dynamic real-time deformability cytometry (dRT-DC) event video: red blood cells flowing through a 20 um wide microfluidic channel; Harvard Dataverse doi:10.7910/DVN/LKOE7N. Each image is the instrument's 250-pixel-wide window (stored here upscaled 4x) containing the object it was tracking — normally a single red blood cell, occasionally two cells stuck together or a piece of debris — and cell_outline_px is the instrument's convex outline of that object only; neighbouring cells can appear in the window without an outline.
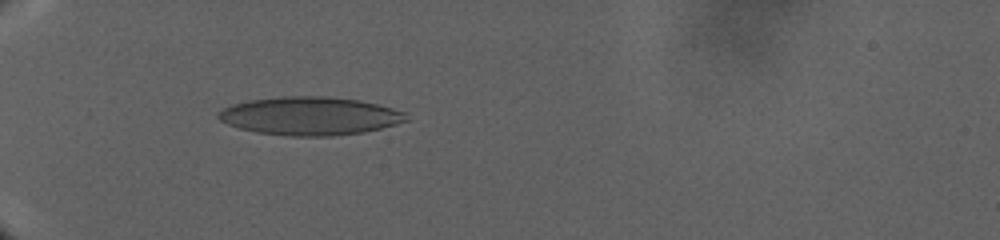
{"species": "human", "species_latin": "Homo sapiens", "temperature_condition": "warm", "stored_images_in_passage": 33, "camera_frame_rate_fps": 3000, "um_per_image_px": 0.085, "donor": {"sex": "male"}, "frame": {"image": 1, "passage_image": 15, "time_ms": 14.333, "image_size_px": [1000, 240], "cell_outline_px": [[408, 120], [396, 124], [364, 132], [332, 136], [288, 136], [256, 132], [240, 128], [228, 124], [220, 120], [216, 116], [216, 112], [232, 104], [248, 100], [284, 96], [328, 96], [356, 100], [376, 104], [408, 112]], "centroid_in_image_um": [26.33, 9.86], "position_along_channel_um": 58.7, "area_um2": 41.96}}
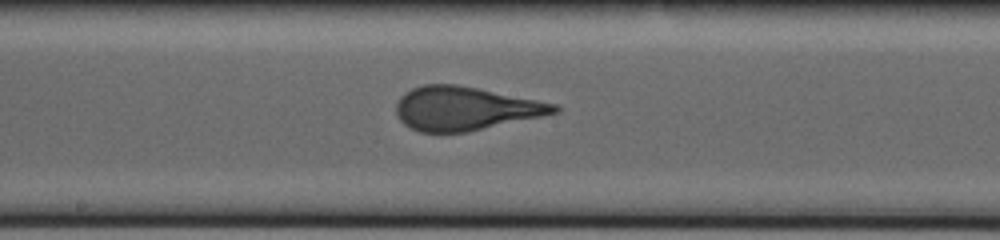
{"frame": {"image": 2, "passage_image": 25, "time_ms": 24.0, "image_size_px": [1000, 240], "cell_outline_px": [[560, 112], [468, 132], [420, 132], [404, 124], [396, 116], [396, 104], [400, 96], [404, 92], [412, 88], [424, 84], [456, 84], [556, 104], [560, 108]], "centroid_in_image_um": [39.49, 9.22], "position_along_channel_um": 208.7, "area_um2": 39.94}}
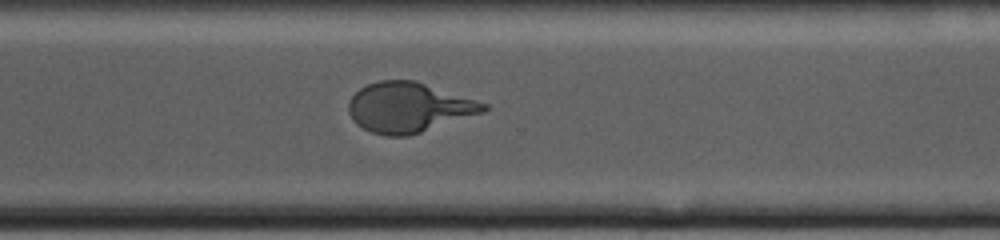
{"frame": {"image": 3, "passage_image": 33, "time_ms": 31.0, "image_size_px": [1000, 240], "cell_outline_px": [[488, 108], [484, 112], [408, 136], [388, 136], [372, 132], [356, 124], [352, 120], [348, 112], [348, 100], [360, 88], [368, 84], [380, 80], [416, 80], [488, 104]], "centroid_in_image_um": [34.72, 9.12], "position_along_channel_um": 335.9, "area_um2": 39.19}}